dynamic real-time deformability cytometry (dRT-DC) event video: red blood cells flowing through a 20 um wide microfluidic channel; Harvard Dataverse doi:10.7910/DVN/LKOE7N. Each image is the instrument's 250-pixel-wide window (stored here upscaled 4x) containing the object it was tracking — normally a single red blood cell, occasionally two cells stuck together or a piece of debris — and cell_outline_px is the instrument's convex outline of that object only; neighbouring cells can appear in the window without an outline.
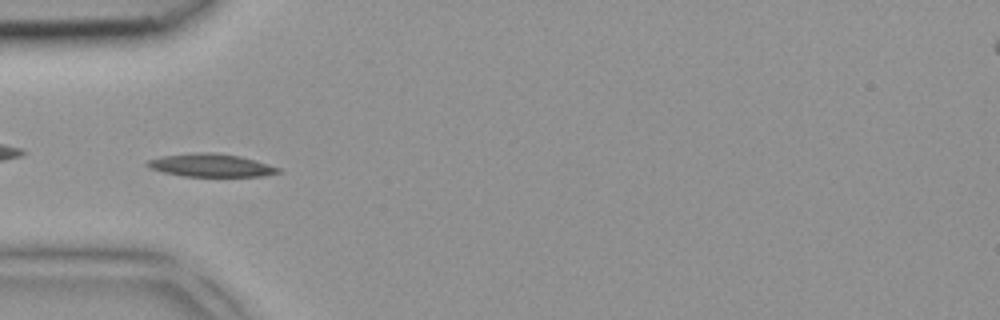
{"species": "common noctule bat (a hibernating species)", "species_latin": "Nyctalus noctula", "temperature_condition": "room temperature", "stored_images_in_passage": 2, "camera_frame_rate_fps": 3000, "um_per_image_px": 0.085, "animal": {"sex": "female", "body_mass_g": 18.4}, "frame": {"image": 1, "passage_image": 2, "time_ms": 0.333, "image_size_px": [1000, 320], "cell_outline_px": [[280, 172], [264, 176], [184, 176], [164, 172], [152, 168], [144, 164], [148, 160], [164, 156], [196, 152], [212, 152], [240, 156], [256, 160], [280, 168]], "centroid_in_image_um": [17.95, 14.05], "position_along_channel_um": 67.0, "area_um2": 17.34}}